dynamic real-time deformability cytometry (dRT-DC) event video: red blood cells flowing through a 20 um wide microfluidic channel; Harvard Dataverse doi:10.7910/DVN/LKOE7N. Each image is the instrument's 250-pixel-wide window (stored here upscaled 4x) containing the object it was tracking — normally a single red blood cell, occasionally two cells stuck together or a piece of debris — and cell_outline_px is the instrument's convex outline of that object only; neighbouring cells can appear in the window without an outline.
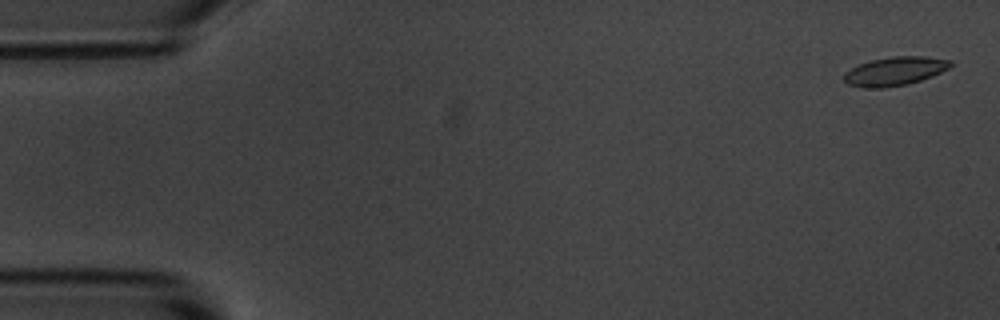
{"species": "common noctule bat (a hibernating species)", "species_latin": "Nyctalus noctula", "temperature_condition": "room temperature", "stored_images_in_passage": 3, "camera_frame_rate_fps": 3000, "um_per_image_px": 0.085, "animal": {"sex": "male", "body_mass_g": 20.1, "forearm_length_mm": 53.5}, "frame": {"image": 1, "passage_image": 3, "time_ms": 2.333, "image_size_px": [1000, 320], "cell_outline_px": [[952, 64], [948, 68], [932, 76], [908, 84], [884, 88], [864, 88], [848, 84], [844, 80], [844, 72], [868, 60], [892, 56], [924, 56], [952, 60]], "centroid_in_image_um": [76.04, 6.05], "position_along_channel_um": 9.0, "area_um2": 17.86}}